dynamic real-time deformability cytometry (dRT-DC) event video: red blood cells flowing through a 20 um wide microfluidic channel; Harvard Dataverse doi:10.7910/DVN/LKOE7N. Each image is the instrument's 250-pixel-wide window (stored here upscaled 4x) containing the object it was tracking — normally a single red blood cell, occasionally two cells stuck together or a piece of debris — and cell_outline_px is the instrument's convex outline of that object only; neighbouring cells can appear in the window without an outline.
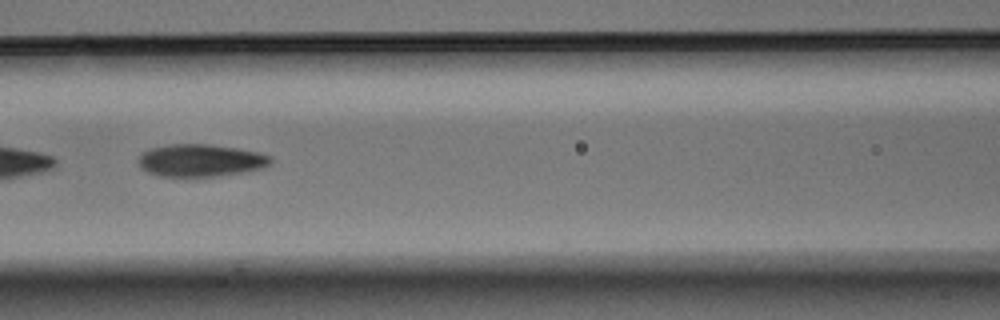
{"species": "Egyptian fruit bat (a non-hibernating species)", "species_latin": "Rousettus aegyptiacus", "temperature_condition": "warm", "stored_images_in_passage": 25, "camera_frame_rate_fps": 3000, "um_per_image_px": 0.085, "animal": {"sex": "male"}, "frame": {"image": 1, "passage_image": 23, "time_ms": 7.333, "image_size_px": [1000, 320], "cell_outline_px": [[272, 164], [264, 168], [244, 172], [220, 176], [184, 180], [156, 176], [140, 168], [140, 156], [144, 152], [152, 148], [172, 144], [208, 144], [240, 148], [260, 152], [272, 156]], "centroid_in_image_um": [17.09, 13.69], "position_along_channel_um": 149.5, "area_um2": 26.07}}